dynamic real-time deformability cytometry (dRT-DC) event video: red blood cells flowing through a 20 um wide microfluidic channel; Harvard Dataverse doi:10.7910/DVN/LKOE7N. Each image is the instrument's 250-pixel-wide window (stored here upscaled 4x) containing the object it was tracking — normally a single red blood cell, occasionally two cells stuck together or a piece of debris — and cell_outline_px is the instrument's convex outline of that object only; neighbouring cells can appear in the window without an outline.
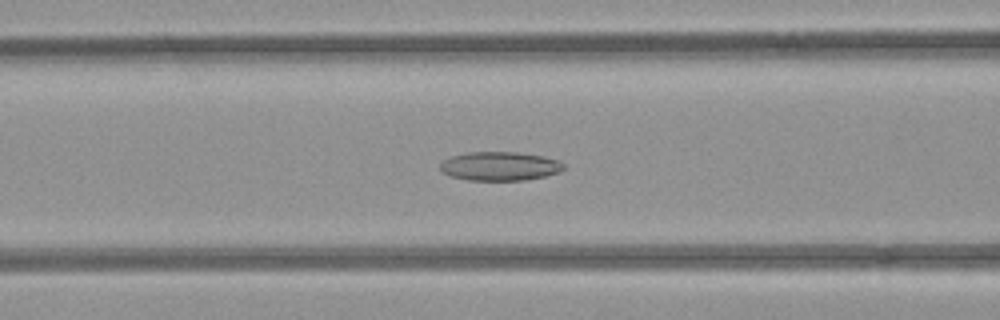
{"species": "common noctule bat (a hibernating species)", "species_latin": "Nyctalus noctula", "temperature_condition": "room temperature", "stored_images_in_passage": 32, "camera_frame_rate_fps": 3000, "um_per_image_px": 0.085, "animal": {"sex": "female", "body_mass_g": 21.9}, "frame": {"image": 1, "passage_image": 6, "time_ms": 1.667, "image_size_px": [1000, 320], "cell_outline_px": [[564, 168], [560, 172], [544, 176], [524, 180], [468, 180], [452, 176], [444, 172], [440, 168], [440, 164], [444, 160], [452, 156], [468, 152], [520, 152], [544, 156], [560, 160], [564, 164]], "centroid_in_image_um": [42.53, 14.11], "position_along_channel_um": 124.1, "area_um2": 20.75}}
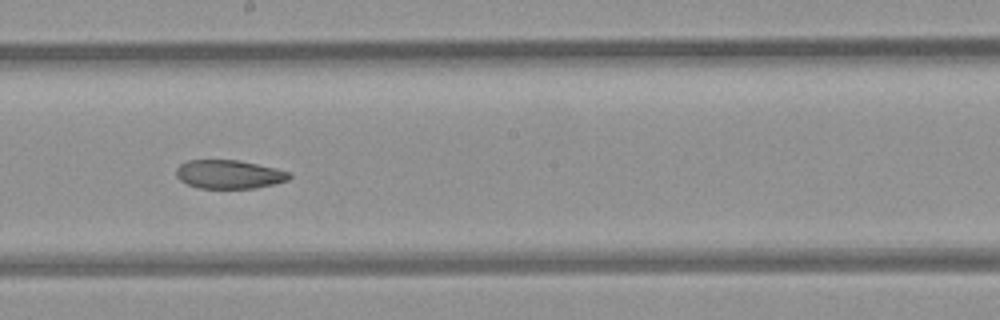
{"frame": {"image": 2, "passage_image": 14, "time_ms": 4.333, "image_size_px": [1000, 320], "cell_outline_px": [[292, 176], [288, 180], [256, 188], [200, 188], [188, 184], [180, 180], [176, 176], [176, 168], [180, 164], [188, 160], [236, 160], [276, 168], [288, 172]], "centroid_in_image_um": [19.45, 14.81], "position_along_channel_um": 228.8, "area_um2": 18.73}}
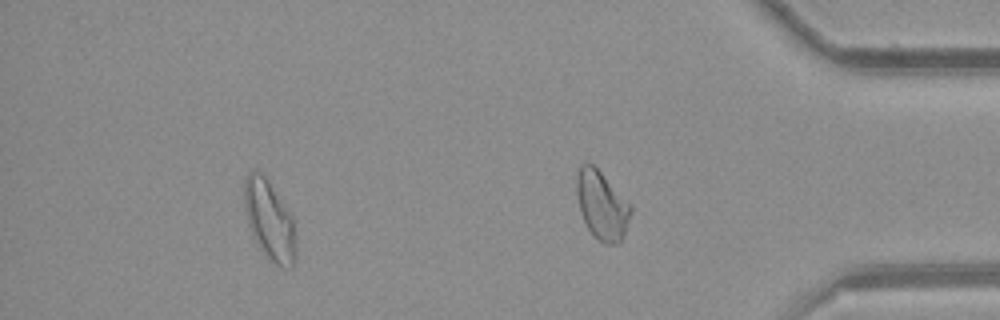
{"frame": {"image": 3, "passage_image": 27, "time_ms": 8.667, "image_size_px": [1000, 320], "cell_outline_px": [[296, 256], [292, 268], [280, 268], [268, 260], [264, 256], [252, 236], [244, 204], [244, 180], [248, 172], [260, 172], [264, 176], [288, 212], [292, 220], [296, 248]], "centroid_in_image_um": [22.89, 18.82], "position_along_channel_um": 412.3, "area_um2": 23.52}, "authors_computed_cell_mechanics": {"area_um2": 20.6057, "velocity_mm_per_s": 3.9198, "shape_relaxation_time_tau1_ms": null, "shape_relaxation_time_tau2_ms": 7.2749, "deformation_change_tau1": null, "deformation_change_tau2": 0.1257}}